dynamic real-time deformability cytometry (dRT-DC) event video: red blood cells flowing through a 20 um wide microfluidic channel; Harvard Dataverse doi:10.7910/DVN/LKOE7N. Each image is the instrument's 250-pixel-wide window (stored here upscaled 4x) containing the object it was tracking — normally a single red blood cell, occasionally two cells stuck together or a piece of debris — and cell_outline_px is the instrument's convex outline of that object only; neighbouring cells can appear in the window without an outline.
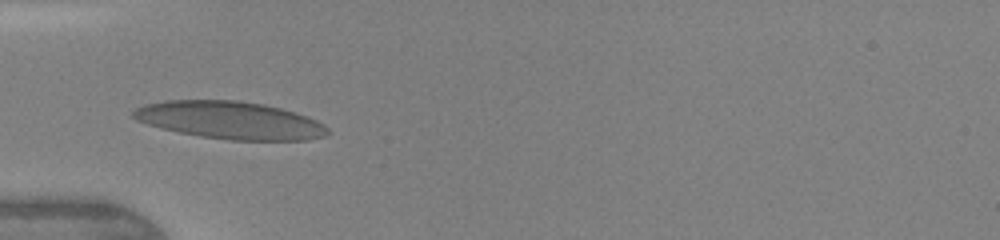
{"species": "human", "species_latin": "Homo sapiens", "temperature_condition": "warm", "stored_images_in_passage": 30, "camera_frame_rate_fps": 3000, "um_per_image_px": 0.085, "donor": {"sex": "female"}, "frame": {"image": 1, "passage_image": 5, "time_ms": 1.333, "image_size_px": [1000, 240], "cell_outline_px": [[328, 132], [324, 136], [308, 140], [232, 140], [200, 136], [180, 132], [148, 124], [136, 120], [132, 116], [132, 112], [136, 108], [144, 104], [164, 100], [236, 100], [264, 104], [296, 112], [308, 116], [324, 124], [328, 128]], "centroid_in_image_um": [19.57, 10.21], "position_along_channel_um": 65.4, "area_um2": 42.48}, "authors_computed_cell_mechanics": {"area_um2": 38.8705, "velocity_mm_per_s": 4.3598, "shape_relaxation_time_tau1_ms": 2.6409, "shape_relaxation_time_tau2_ms": null, "deformation_change_tau1": 0.1546, "deformation_change_tau2": null}}